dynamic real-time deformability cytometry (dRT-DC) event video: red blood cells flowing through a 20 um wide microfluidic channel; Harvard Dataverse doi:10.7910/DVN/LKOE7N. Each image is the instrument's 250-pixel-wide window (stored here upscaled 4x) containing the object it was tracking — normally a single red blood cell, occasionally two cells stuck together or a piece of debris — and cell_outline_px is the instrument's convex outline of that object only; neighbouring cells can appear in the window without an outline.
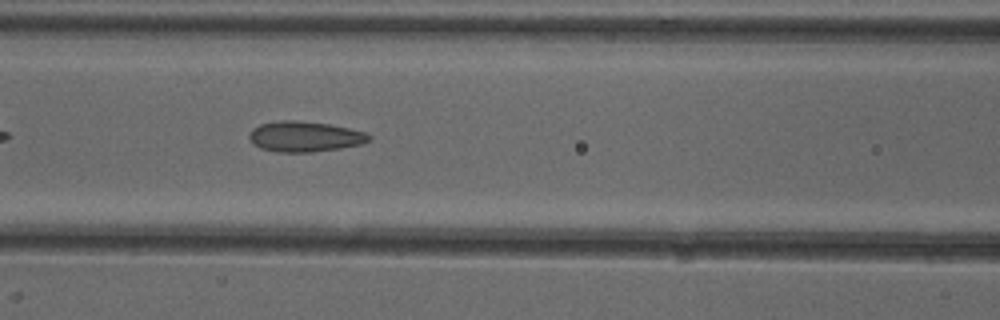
{"species": "common noctule bat (a hibernating species)", "species_latin": "Nyctalus noctula", "temperature_condition": "cold", "stored_images_in_passage": 38, "camera_frame_rate_fps": 3000, "um_per_image_px": 0.085, "animal": {"sex": "female"}, "frame": {"image": 1, "passage_image": 9, "time_ms": 2.667, "image_size_px": [1000, 320], "cell_outline_px": [[372, 140], [360, 144], [340, 148], [312, 152], [276, 152], [260, 148], [248, 136], [252, 128], [260, 124], [280, 120], [300, 120], [328, 124], [368, 132], [372, 136]], "centroid_in_image_um": [25.94, 11.6], "position_along_channel_um": 140.7, "area_um2": 21.33}}
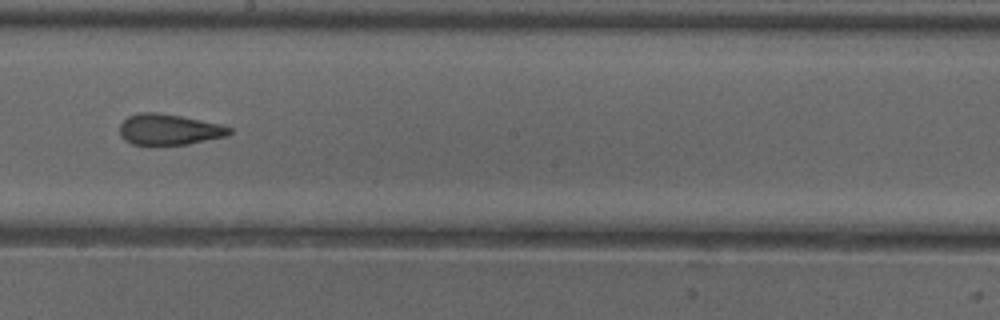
{"frame": {"image": 2, "passage_image": 16, "time_ms": 5.0, "image_size_px": [1000, 320], "cell_outline_px": [[232, 132], [228, 136], [188, 144], [152, 148], [132, 144], [120, 136], [120, 124], [128, 116], [140, 112], [160, 112], [220, 124], [232, 128]], "centroid_in_image_um": [14.34, 11.05], "position_along_channel_um": 233.9, "area_um2": 20.46}}
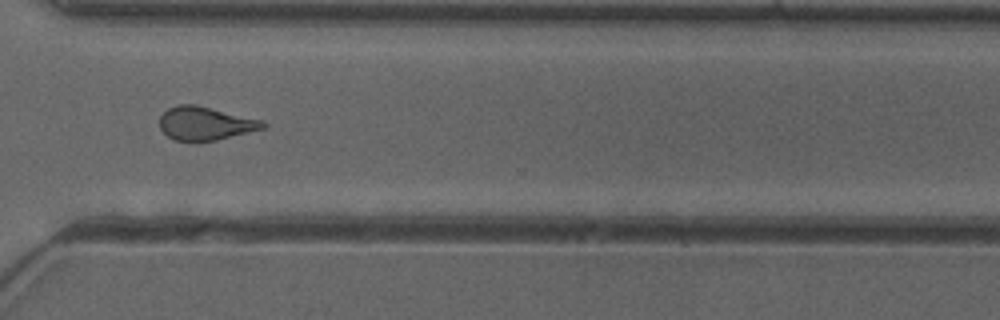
{"frame": {"image": 3, "passage_image": 25, "time_ms": 8.0, "image_size_px": [1000, 320], "cell_outline_px": [[268, 124], [264, 128], [216, 140], [176, 140], [168, 136], [160, 128], [160, 116], [168, 108], [176, 104], [196, 104], [264, 120]], "centroid_in_image_um": [17.47, 10.46], "position_along_channel_um": 353.1, "area_um2": 20.0}, "authors_computed_cell_mechanics": {"area_um2": 20.1722, "velocity_mm_per_s": 3.9943, "shape_relaxation_time_tau1_ms": null, "shape_relaxation_time_tau2_ms": 1.7252, "deformation_change_tau1": null, "deformation_change_tau2": 0.0832}}